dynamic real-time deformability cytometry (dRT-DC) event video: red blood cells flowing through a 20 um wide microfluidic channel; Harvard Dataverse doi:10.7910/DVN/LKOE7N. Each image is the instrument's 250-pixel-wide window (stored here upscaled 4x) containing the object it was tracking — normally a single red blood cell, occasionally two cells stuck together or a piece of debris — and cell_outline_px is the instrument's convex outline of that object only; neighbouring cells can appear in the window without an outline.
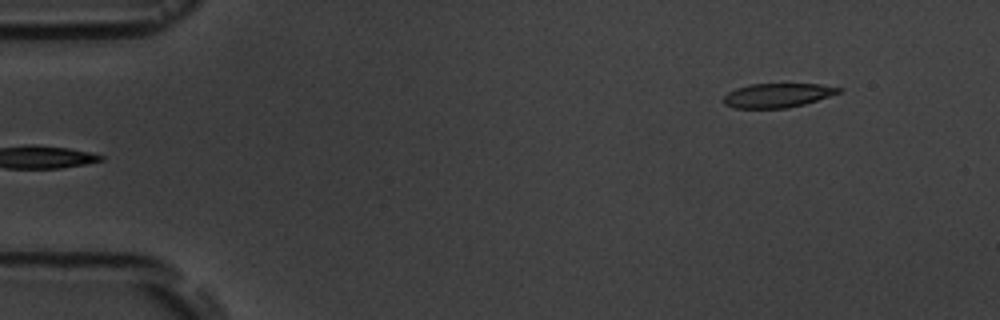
{"species": "common noctule bat (a hibernating species)", "species_latin": "Nyctalus noctula", "temperature_condition": "room temperature", "stored_images_in_passage": 6, "segment_of_instrument_passage": [2, 2], "camera_frame_rate_fps": 3000, "um_per_image_px": 0.085, "animal": {"sex": "male", "body_mass_g": 19.5, "forearm_length_mm": 54.6}, "frame": {"image": 1, "passage_image": 6, "time_ms": 6.0, "image_size_px": [1000, 320], "cell_outline_px": [[844, 88], [840, 92], [804, 104], [788, 108], [736, 108], [724, 104], [724, 96], [728, 92], [736, 88], [748, 84], [820, 84]], "centroid_in_image_um": [66.07, 8.1], "position_along_channel_um": 18.9, "area_um2": 16.13}}